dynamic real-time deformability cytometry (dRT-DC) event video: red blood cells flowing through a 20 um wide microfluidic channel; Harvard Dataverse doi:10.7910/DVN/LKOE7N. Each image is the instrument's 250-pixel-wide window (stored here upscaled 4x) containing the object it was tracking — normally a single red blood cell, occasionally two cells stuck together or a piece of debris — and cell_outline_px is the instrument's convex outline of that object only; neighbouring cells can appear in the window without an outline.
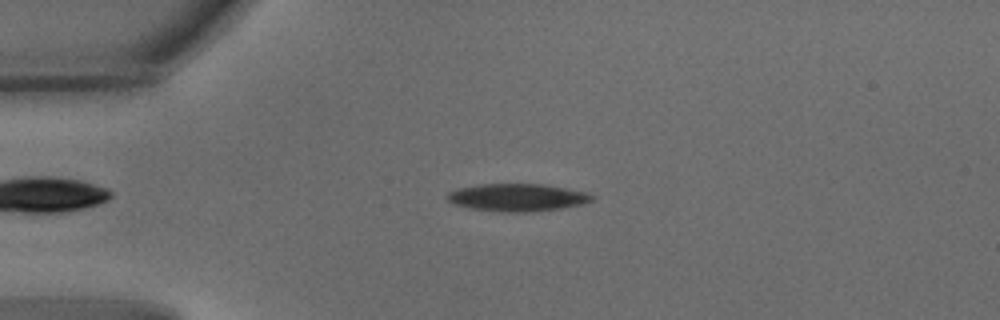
{"species": "common noctule bat (a hibernating species)", "species_latin": "Nyctalus noctula", "temperature_condition": "warm", "stored_images_in_passage": 53, "camera_frame_rate_fps": 3000, "um_per_image_px": 0.085, "animal": {"sex": "male", "body_mass_g": 15.6}, "frame": {"image": 1, "passage_image": 11, "time_ms": 3.333, "image_size_px": [1000, 320], "cell_outline_px": [[596, 196], [592, 200], [584, 204], [560, 208], [532, 212], [504, 212], [472, 208], [452, 204], [444, 196], [448, 192], [456, 188], [480, 184], [544, 184], [588, 192]], "centroid_in_image_um": [43.97, 16.78], "position_along_channel_um": 41.0, "area_um2": 23.47}}
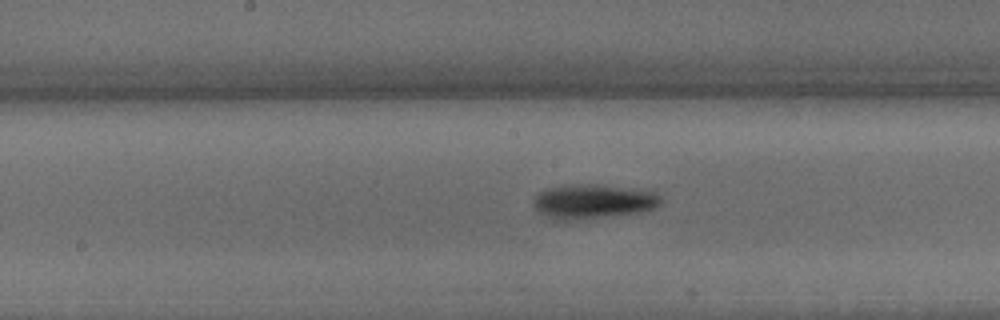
{"frame": {"image": 2, "passage_image": 26, "time_ms": 8.333, "image_size_px": [1000, 320], "cell_outline_px": [[660, 204], [652, 208], [640, 212], [568, 220], [552, 220], [540, 212], [532, 204], [532, 200], [540, 192], [548, 188], [576, 184], [596, 184], [656, 192], [660, 196]], "centroid_in_image_um": [50.37, 17.12], "position_along_channel_um": 197.8, "area_um2": 25.03}}
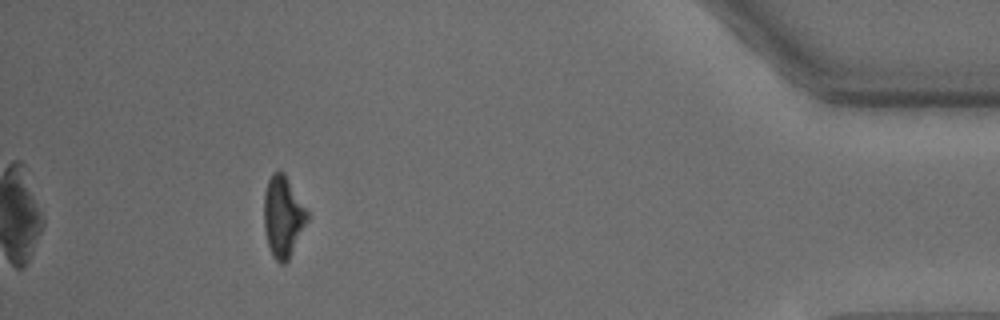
{"frame": {"image": 3, "passage_image": 48, "time_ms": 15.667, "image_size_px": [1000, 320], "cell_outline_px": [[308, 220], [288, 260], [284, 264], [280, 264], [272, 256], [268, 244], [264, 228], [264, 192], [268, 180], [272, 172], [284, 172], [308, 212]], "centroid_in_image_um": [24.04, 18.41], "position_along_channel_um": 411.2, "area_um2": 20.29}, "authors_computed_cell_mechanics": {"area_um2": 22.4842, "velocity_mm_per_s": 3.6725, "shape_relaxation_time_tau1_ms": 1.9956, "shape_relaxation_time_tau2_ms": null, "deformation_change_tau1": 0.1092, "deformation_change_tau2": null}}